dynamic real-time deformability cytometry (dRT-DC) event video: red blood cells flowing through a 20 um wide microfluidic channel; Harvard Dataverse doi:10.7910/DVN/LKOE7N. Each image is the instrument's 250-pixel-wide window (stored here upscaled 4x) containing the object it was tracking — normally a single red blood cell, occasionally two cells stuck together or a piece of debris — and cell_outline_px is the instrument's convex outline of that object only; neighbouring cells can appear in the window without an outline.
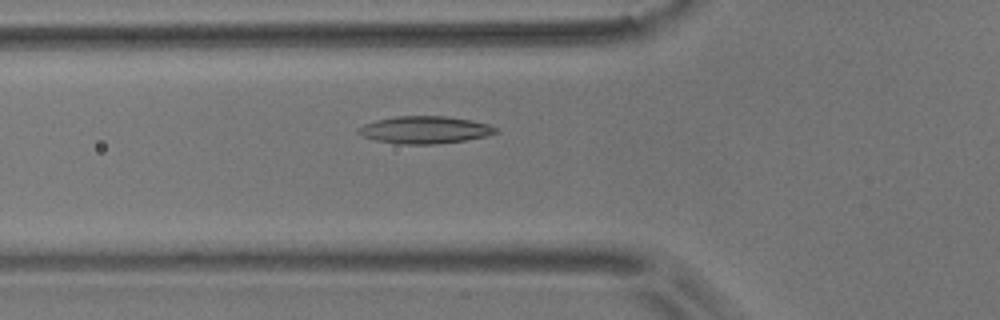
{"species": "common noctule bat (a hibernating species)", "species_latin": "Nyctalus noctula", "temperature_condition": "room temperature", "stored_images_in_passage": 13, "camera_frame_rate_fps": 3000, "um_per_image_px": 0.085, "animal": {"sex": "male", "body_mass_g": 17.9}, "frame": {"image": 1, "passage_image": 9, "time_ms": 2.667, "image_size_px": [1000, 320], "cell_outline_px": [[500, 132], [488, 136], [464, 140], [436, 144], [400, 144], [376, 140], [364, 136], [356, 132], [364, 124], [376, 120], [396, 116], [448, 116], [472, 120], [488, 124], [500, 128]], "centroid_in_image_um": [36.19, 11.03], "position_along_channel_um": 89.6, "area_um2": 21.96}}
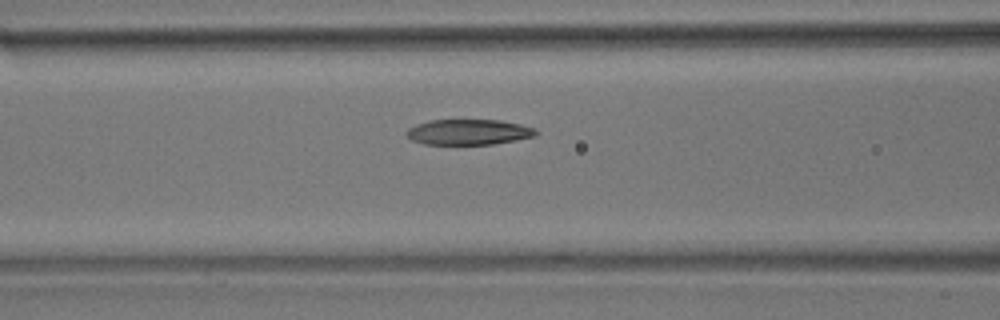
{"frame": {"image": 2, "passage_image": 12, "time_ms": 3.667, "image_size_px": [1000, 320], "cell_outline_px": [[540, 132], [536, 136], [516, 140], [492, 144], [424, 144], [412, 140], [404, 132], [408, 128], [416, 124], [428, 120], [500, 120], [520, 124], [536, 128]], "centroid_in_image_um": [39.85, 11.22], "position_along_channel_um": 126.7, "area_um2": 19.36}}